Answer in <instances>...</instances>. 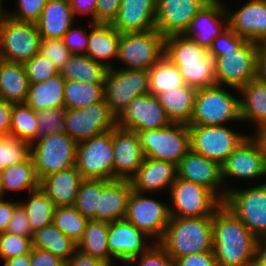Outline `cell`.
I'll return each instance as SVG.
<instances>
[{"instance_id": "obj_1", "label": "cell", "mask_w": 266, "mask_h": 266, "mask_svg": "<svg viewBox=\"0 0 266 266\" xmlns=\"http://www.w3.org/2000/svg\"><path fill=\"white\" fill-rule=\"evenodd\" d=\"M213 252L218 266H253L257 238L222 204L212 216Z\"/></svg>"}, {"instance_id": "obj_2", "label": "cell", "mask_w": 266, "mask_h": 266, "mask_svg": "<svg viewBox=\"0 0 266 266\" xmlns=\"http://www.w3.org/2000/svg\"><path fill=\"white\" fill-rule=\"evenodd\" d=\"M157 243L173 260L189 254L213 251L212 216L170 217Z\"/></svg>"}, {"instance_id": "obj_3", "label": "cell", "mask_w": 266, "mask_h": 266, "mask_svg": "<svg viewBox=\"0 0 266 266\" xmlns=\"http://www.w3.org/2000/svg\"><path fill=\"white\" fill-rule=\"evenodd\" d=\"M234 122L242 123L238 89L219 85L197 89L194 112L188 125L212 126Z\"/></svg>"}, {"instance_id": "obj_4", "label": "cell", "mask_w": 266, "mask_h": 266, "mask_svg": "<svg viewBox=\"0 0 266 266\" xmlns=\"http://www.w3.org/2000/svg\"><path fill=\"white\" fill-rule=\"evenodd\" d=\"M260 44L245 40L236 49L208 50L214 58L216 84L240 89L258 77Z\"/></svg>"}, {"instance_id": "obj_5", "label": "cell", "mask_w": 266, "mask_h": 266, "mask_svg": "<svg viewBox=\"0 0 266 266\" xmlns=\"http://www.w3.org/2000/svg\"><path fill=\"white\" fill-rule=\"evenodd\" d=\"M221 167L226 195L235 187L232 184L240 179L248 185L266 182V156L251 134L228 156Z\"/></svg>"}, {"instance_id": "obj_6", "label": "cell", "mask_w": 266, "mask_h": 266, "mask_svg": "<svg viewBox=\"0 0 266 266\" xmlns=\"http://www.w3.org/2000/svg\"><path fill=\"white\" fill-rule=\"evenodd\" d=\"M167 197L170 217L177 218L213 216L223 204L207 187L179 177L171 185Z\"/></svg>"}, {"instance_id": "obj_7", "label": "cell", "mask_w": 266, "mask_h": 266, "mask_svg": "<svg viewBox=\"0 0 266 266\" xmlns=\"http://www.w3.org/2000/svg\"><path fill=\"white\" fill-rule=\"evenodd\" d=\"M233 124L199 126L188 125L190 149L222 165L228 156L250 135L247 130L233 128Z\"/></svg>"}, {"instance_id": "obj_8", "label": "cell", "mask_w": 266, "mask_h": 266, "mask_svg": "<svg viewBox=\"0 0 266 266\" xmlns=\"http://www.w3.org/2000/svg\"><path fill=\"white\" fill-rule=\"evenodd\" d=\"M145 157L178 163L190 150L188 124L171 123L159 129L136 132Z\"/></svg>"}, {"instance_id": "obj_9", "label": "cell", "mask_w": 266, "mask_h": 266, "mask_svg": "<svg viewBox=\"0 0 266 266\" xmlns=\"http://www.w3.org/2000/svg\"><path fill=\"white\" fill-rule=\"evenodd\" d=\"M164 52L165 37L156 29L121 33L116 68L149 70Z\"/></svg>"}, {"instance_id": "obj_10", "label": "cell", "mask_w": 266, "mask_h": 266, "mask_svg": "<svg viewBox=\"0 0 266 266\" xmlns=\"http://www.w3.org/2000/svg\"><path fill=\"white\" fill-rule=\"evenodd\" d=\"M243 185L246 187L236 185L227 192L223 204L257 239L266 237V182Z\"/></svg>"}, {"instance_id": "obj_11", "label": "cell", "mask_w": 266, "mask_h": 266, "mask_svg": "<svg viewBox=\"0 0 266 266\" xmlns=\"http://www.w3.org/2000/svg\"><path fill=\"white\" fill-rule=\"evenodd\" d=\"M77 142L65 132L48 135L30 144L38 178L75 166Z\"/></svg>"}, {"instance_id": "obj_12", "label": "cell", "mask_w": 266, "mask_h": 266, "mask_svg": "<svg viewBox=\"0 0 266 266\" xmlns=\"http://www.w3.org/2000/svg\"><path fill=\"white\" fill-rule=\"evenodd\" d=\"M157 193L132 191L124 219L143 231L153 242H158L170 220L169 204L166 199H157ZM153 196V197H152ZM164 200V202H163Z\"/></svg>"}, {"instance_id": "obj_13", "label": "cell", "mask_w": 266, "mask_h": 266, "mask_svg": "<svg viewBox=\"0 0 266 266\" xmlns=\"http://www.w3.org/2000/svg\"><path fill=\"white\" fill-rule=\"evenodd\" d=\"M149 92V70L108 68L104 82V99L118 117L137 96Z\"/></svg>"}, {"instance_id": "obj_14", "label": "cell", "mask_w": 266, "mask_h": 266, "mask_svg": "<svg viewBox=\"0 0 266 266\" xmlns=\"http://www.w3.org/2000/svg\"><path fill=\"white\" fill-rule=\"evenodd\" d=\"M112 130L77 143L75 166L84 179L113 180Z\"/></svg>"}, {"instance_id": "obj_15", "label": "cell", "mask_w": 266, "mask_h": 266, "mask_svg": "<svg viewBox=\"0 0 266 266\" xmlns=\"http://www.w3.org/2000/svg\"><path fill=\"white\" fill-rule=\"evenodd\" d=\"M40 42L36 24L7 16L0 29V59L24 64L40 53Z\"/></svg>"}, {"instance_id": "obj_16", "label": "cell", "mask_w": 266, "mask_h": 266, "mask_svg": "<svg viewBox=\"0 0 266 266\" xmlns=\"http://www.w3.org/2000/svg\"><path fill=\"white\" fill-rule=\"evenodd\" d=\"M117 117L105 99L81 109H66L64 132L77 143L114 129Z\"/></svg>"}, {"instance_id": "obj_17", "label": "cell", "mask_w": 266, "mask_h": 266, "mask_svg": "<svg viewBox=\"0 0 266 266\" xmlns=\"http://www.w3.org/2000/svg\"><path fill=\"white\" fill-rule=\"evenodd\" d=\"M157 96L146 93L135 97L117 117V127L139 132L171 124Z\"/></svg>"}, {"instance_id": "obj_18", "label": "cell", "mask_w": 266, "mask_h": 266, "mask_svg": "<svg viewBox=\"0 0 266 266\" xmlns=\"http://www.w3.org/2000/svg\"><path fill=\"white\" fill-rule=\"evenodd\" d=\"M226 2L228 26L248 41L266 43V0H245L237 8Z\"/></svg>"}, {"instance_id": "obj_19", "label": "cell", "mask_w": 266, "mask_h": 266, "mask_svg": "<svg viewBox=\"0 0 266 266\" xmlns=\"http://www.w3.org/2000/svg\"><path fill=\"white\" fill-rule=\"evenodd\" d=\"M153 243L150 237L126 219L109 222V252L118 264L122 263L121 266L144 253Z\"/></svg>"}, {"instance_id": "obj_20", "label": "cell", "mask_w": 266, "mask_h": 266, "mask_svg": "<svg viewBox=\"0 0 266 266\" xmlns=\"http://www.w3.org/2000/svg\"><path fill=\"white\" fill-rule=\"evenodd\" d=\"M210 0H157L155 29L163 37L184 34L191 20Z\"/></svg>"}, {"instance_id": "obj_21", "label": "cell", "mask_w": 266, "mask_h": 266, "mask_svg": "<svg viewBox=\"0 0 266 266\" xmlns=\"http://www.w3.org/2000/svg\"><path fill=\"white\" fill-rule=\"evenodd\" d=\"M113 180H130L144 162L138 134L120 127L112 129Z\"/></svg>"}, {"instance_id": "obj_22", "label": "cell", "mask_w": 266, "mask_h": 266, "mask_svg": "<svg viewBox=\"0 0 266 266\" xmlns=\"http://www.w3.org/2000/svg\"><path fill=\"white\" fill-rule=\"evenodd\" d=\"M177 177L207 187L222 201L226 198L221 165L191 149L178 163Z\"/></svg>"}, {"instance_id": "obj_23", "label": "cell", "mask_w": 266, "mask_h": 266, "mask_svg": "<svg viewBox=\"0 0 266 266\" xmlns=\"http://www.w3.org/2000/svg\"><path fill=\"white\" fill-rule=\"evenodd\" d=\"M228 27V16L223 0H210L191 20L184 35L205 49Z\"/></svg>"}, {"instance_id": "obj_24", "label": "cell", "mask_w": 266, "mask_h": 266, "mask_svg": "<svg viewBox=\"0 0 266 266\" xmlns=\"http://www.w3.org/2000/svg\"><path fill=\"white\" fill-rule=\"evenodd\" d=\"M177 178V165L168 161L145 157L144 162L130 179L133 190L141 193L169 192ZM160 192V193H159Z\"/></svg>"}, {"instance_id": "obj_25", "label": "cell", "mask_w": 266, "mask_h": 266, "mask_svg": "<svg viewBox=\"0 0 266 266\" xmlns=\"http://www.w3.org/2000/svg\"><path fill=\"white\" fill-rule=\"evenodd\" d=\"M157 0H122L111 25L120 33L155 29Z\"/></svg>"}, {"instance_id": "obj_26", "label": "cell", "mask_w": 266, "mask_h": 266, "mask_svg": "<svg viewBox=\"0 0 266 266\" xmlns=\"http://www.w3.org/2000/svg\"><path fill=\"white\" fill-rule=\"evenodd\" d=\"M83 178L76 166L39 178L38 190L57 206H74Z\"/></svg>"}, {"instance_id": "obj_27", "label": "cell", "mask_w": 266, "mask_h": 266, "mask_svg": "<svg viewBox=\"0 0 266 266\" xmlns=\"http://www.w3.org/2000/svg\"><path fill=\"white\" fill-rule=\"evenodd\" d=\"M121 33L111 24L93 23L89 26L86 54L107 68L116 67Z\"/></svg>"}, {"instance_id": "obj_28", "label": "cell", "mask_w": 266, "mask_h": 266, "mask_svg": "<svg viewBox=\"0 0 266 266\" xmlns=\"http://www.w3.org/2000/svg\"><path fill=\"white\" fill-rule=\"evenodd\" d=\"M242 123L254 132L266 124V82L259 77L250 80L239 90Z\"/></svg>"}, {"instance_id": "obj_29", "label": "cell", "mask_w": 266, "mask_h": 266, "mask_svg": "<svg viewBox=\"0 0 266 266\" xmlns=\"http://www.w3.org/2000/svg\"><path fill=\"white\" fill-rule=\"evenodd\" d=\"M132 191L130 180H111L99 196L97 220L114 222L124 219Z\"/></svg>"}, {"instance_id": "obj_30", "label": "cell", "mask_w": 266, "mask_h": 266, "mask_svg": "<svg viewBox=\"0 0 266 266\" xmlns=\"http://www.w3.org/2000/svg\"><path fill=\"white\" fill-rule=\"evenodd\" d=\"M74 23L69 0H48L35 24L41 38L62 39Z\"/></svg>"}, {"instance_id": "obj_31", "label": "cell", "mask_w": 266, "mask_h": 266, "mask_svg": "<svg viewBox=\"0 0 266 266\" xmlns=\"http://www.w3.org/2000/svg\"><path fill=\"white\" fill-rule=\"evenodd\" d=\"M65 78L58 73L44 82L29 83L25 104L34 111L64 107Z\"/></svg>"}, {"instance_id": "obj_32", "label": "cell", "mask_w": 266, "mask_h": 266, "mask_svg": "<svg viewBox=\"0 0 266 266\" xmlns=\"http://www.w3.org/2000/svg\"><path fill=\"white\" fill-rule=\"evenodd\" d=\"M28 89L24 65L0 59V98L13 104L24 103Z\"/></svg>"}, {"instance_id": "obj_33", "label": "cell", "mask_w": 266, "mask_h": 266, "mask_svg": "<svg viewBox=\"0 0 266 266\" xmlns=\"http://www.w3.org/2000/svg\"><path fill=\"white\" fill-rule=\"evenodd\" d=\"M38 183L39 178L30 156L26 161L6 167L2 170L1 197L10 198V195L14 193L18 195L23 192H32L38 189ZM7 192H10V195H8L9 193Z\"/></svg>"}, {"instance_id": "obj_34", "label": "cell", "mask_w": 266, "mask_h": 266, "mask_svg": "<svg viewBox=\"0 0 266 266\" xmlns=\"http://www.w3.org/2000/svg\"><path fill=\"white\" fill-rule=\"evenodd\" d=\"M196 92V88L185 85L165 91L157 97L172 123L189 124L194 112Z\"/></svg>"}, {"instance_id": "obj_35", "label": "cell", "mask_w": 266, "mask_h": 266, "mask_svg": "<svg viewBox=\"0 0 266 266\" xmlns=\"http://www.w3.org/2000/svg\"><path fill=\"white\" fill-rule=\"evenodd\" d=\"M109 222L88 220L82 239L77 243V249L86 255L99 258L110 266H119L110 255L108 247Z\"/></svg>"}, {"instance_id": "obj_36", "label": "cell", "mask_w": 266, "mask_h": 266, "mask_svg": "<svg viewBox=\"0 0 266 266\" xmlns=\"http://www.w3.org/2000/svg\"><path fill=\"white\" fill-rule=\"evenodd\" d=\"M108 68L85 54H72L59 70L65 80L104 83Z\"/></svg>"}, {"instance_id": "obj_37", "label": "cell", "mask_w": 266, "mask_h": 266, "mask_svg": "<svg viewBox=\"0 0 266 266\" xmlns=\"http://www.w3.org/2000/svg\"><path fill=\"white\" fill-rule=\"evenodd\" d=\"M32 246L34 248L45 249L65 262L77 250V243L69 236L63 234L53 224L47 225L33 233Z\"/></svg>"}, {"instance_id": "obj_38", "label": "cell", "mask_w": 266, "mask_h": 266, "mask_svg": "<svg viewBox=\"0 0 266 266\" xmlns=\"http://www.w3.org/2000/svg\"><path fill=\"white\" fill-rule=\"evenodd\" d=\"M104 83L65 80L64 108L81 109L104 100Z\"/></svg>"}, {"instance_id": "obj_39", "label": "cell", "mask_w": 266, "mask_h": 266, "mask_svg": "<svg viewBox=\"0 0 266 266\" xmlns=\"http://www.w3.org/2000/svg\"><path fill=\"white\" fill-rule=\"evenodd\" d=\"M26 195H28L26 199L19 198V204L27 214L32 231L35 232L52 224L54 210L56 208L54 202L38 189L26 193Z\"/></svg>"}, {"instance_id": "obj_40", "label": "cell", "mask_w": 266, "mask_h": 266, "mask_svg": "<svg viewBox=\"0 0 266 266\" xmlns=\"http://www.w3.org/2000/svg\"><path fill=\"white\" fill-rule=\"evenodd\" d=\"M179 68L187 86L202 89L216 84L214 58L208 53L198 62H172Z\"/></svg>"}, {"instance_id": "obj_41", "label": "cell", "mask_w": 266, "mask_h": 266, "mask_svg": "<svg viewBox=\"0 0 266 266\" xmlns=\"http://www.w3.org/2000/svg\"><path fill=\"white\" fill-rule=\"evenodd\" d=\"M185 85L179 68L165 55L149 69V92L155 96Z\"/></svg>"}, {"instance_id": "obj_42", "label": "cell", "mask_w": 266, "mask_h": 266, "mask_svg": "<svg viewBox=\"0 0 266 266\" xmlns=\"http://www.w3.org/2000/svg\"><path fill=\"white\" fill-rule=\"evenodd\" d=\"M207 54V49L201 47L184 34H174L165 37L164 55L171 62H198Z\"/></svg>"}, {"instance_id": "obj_43", "label": "cell", "mask_w": 266, "mask_h": 266, "mask_svg": "<svg viewBox=\"0 0 266 266\" xmlns=\"http://www.w3.org/2000/svg\"><path fill=\"white\" fill-rule=\"evenodd\" d=\"M37 111L25 103L13 104L10 136L32 144L38 139Z\"/></svg>"}, {"instance_id": "obj_44", "label": "cell", "mask_w": 266, "mask_h": 266, "mask_svg": "<svg viewBox=\"0 0 266 266\" xmlns=\"http://www.w3.org/2000/svg\"><path fill=\"white\" fill-rule=\"evenodd\" d=\"M111 180L106 179H84L82 180L74 207L88 220H97V209H99V196L102 189Z\"/></svg>"}, {"instance_id": "obj_45", "label": "cell", "mask_w": 266, "mask_h": 266, "mask_svg": "<svg viewBox=\"0 0 266 266\" xmlns=\"http://www.w3.org/2000/svg\"><path fill=\"white\" fill-rule=\"evenodd\" d=\"M87 221L88 219L74 206H57L54 210L52 224L78 243L83 237Z\"/></svg>"}, {"instance_id": "obj_46", "label": "cell", "mask_w": 266, "mask_h": 266, "mask_svg": "<svg viewBox=\"0 0 266 266\" xmlns=\"http://www.w3.org/2000/svg\"><path fill=\"white\" fill-rule=\"evenodd\" d=\"M29 157V143L12 136H0V171L24 162Z\"/></svg>"}, {"instance_id": "obj_47", "label": "cell", "mask_w": 266, "mask_h": 266, "mask_svg": "<svg viewBox=\"0 0 266 266\" xmlns=\"http://www.w3.org/2000/svg\"><path fill=\"white\" fill-rule=\"evenodd\" d=\"M64 107L37 111L38 139L64 132Z\"/></svg>"}, {"instance_id": "obj_48", "label": "cell", "mask_w": 266, "mask_h": 266, "mask_svg": "<svg viewBox=\"0 0 266 266\" xmlns=\"http://www.w3.org/2000/svg\"><path fill=\"white\" fill-rule=\"evenodd\" d=\"M29 83H40L46 81L59 73V70L49 58L38 53L24 64Z\"/></svg>"}, {"instance_id": "obj_49", "label": "cell", "mask_w": 266, "mask_h": 266, "mask_svg": "<svg viewBox=\"0 0 266 266\" xmlns=\"http://www.w3.org/2000/svg\"><path fill=\"white\" fill-rule=\"evenodd\" d=\"M32 238L21 237L8 232L0 233L1 262L23 254H29L32 249Z\"/></svg>"}, {"instance_id": "obj_50", "label": "cell", "mask_w": 266, "mask_h": 266, "mask_svg": "<svg viewBox=\"0 0 266 266\" xmlns=\"http://www.w3.org/2000/svg\"><path fill=\"white\" fill-rule=\"evenodd\" d=\"M48 0H17L15 9H7V15L12 19L27 23H36Z\"/></svg>"}, {"instance_id": "obj_51", "label": "cell", "mask_w": 266, "mask_h": 266, "mask_svg": "<svg viewBox=\"0 0 266 266\" xmlns=\"http://www.w3.org/2000/svg\"><path fill=\"white\" fill-rule=\"evenodd\" d=\"M40 53L49 58V60L60 70L70 59L72 53L65 46L63 39L41 38Z\"/></svg>"}, {"instance_id": "obj_52", "label": "cell", "mask_w": 266, "mask_h": 266, "mask_svg": "<svg viewBox=\"0 0 266 266\" xmlns=\"http://www.w3.org/2000/svg\"><path fill=\"white\" fill-rule=\"evenodd\" d=\"M174 266L173 259L157 243H153L144 253L128 261L124 266Z\"/></svg>"}, {"instance_id": "obj_53", "label": "cell", "mask_w": 266, "mask_h": 266, "mask_svg": "<svg viewBox=\"0 0 266 266\" xmlns=\"http://www.w3.org/2000/svg\"><path fill=\"white\" fill-rule=\"evenodd\" d=\"M76 24V26H75ZM93 23L87 22L85 26L76 23L64 34L62 38L65 46L72 54H86L88 45V30ZM88 25V28H87ZM85 27V28H84Z\"/></svg>"}, {"instance_id": "obj_54", "label": "cell", "mask_w": 266, "mask_h": 266, "mask_svg": "<svg viewBox=\"0 0 266 266\" xmlns=\"http://www.w3.org/2000/svg\"><path fill=\"white\" fill-rule=\"evenodd\" d=\"M5 232L19 235L21 237H33L34 232L28 221L27 214L20 204L14 209L12 218Z\"/></svg>"}, {"instance_id": "obj_55", "label": "cell", "mask_w": 266, "mask_h": 266, "mask_svg": "<svg viewBox=\"0 0 266 266\" xmlns=\"http://www.w3.org/2000/svg\"><path fill=\"white\" fill-rule=\"evenodd\" d=\"M122 0H96V23L111 24Z\"/></svg>"}, {"instance_id": "obj_56", "label": "cell", "mask_w": 266, "mask_h": 266, "mask_svg": "<svg viewBox=\"0 0 266 266\" xmlns=\"http://www.w3.org/2000/svg\"><path fill=\"white\" fill-rule=\"evenodd\" d=\"M174 266H218L214 252L189 254L173 260Z\"/></svg>"}, {"instance_id": "obj_57", "label": "cell", "mask_w": 266, "mask_h": 266, "mask_svg": "<svg viewBox=\"0 0 266 266\" xmlns=\"http://www.w3.org/2000/svg\"><path fill=\"white\" fill-rule=\"evenodd\" d=\"M246 39L240 37L229 26L212 42L208 50H227L238 48Z\"/></svg>"}, {"instance_id": "obj_58", "label": "cell", "mask_w": 266, "mask_h": 266, "mask_svg": "<svg viewBox=\"0 0 266 266\" xmlns=\"http://www.w3.org/2000/svg\"><path fill=\"white\" fill-rule=\"evenodd\" d=\"M69 2L72 15L77 22H81L80 17L88 16L89 22L96 23V0H69Z\"/></svg>"}, {"instance_id": "obj_59", "label": "cell", "mask_w": 266, "mask_h": 266, "mask_svg": "<svg viewBox=\"0 0 266 266\" xmlns=\"http://www.w3.org/2000/svg\"><path fill=\"white\" fill-rule=\"evenodd\" d=\"M30 266H65V261L45 249L32 247Z\"/></svg>"}, {"instance_id": "obj_60", "label": "cell", "mask_w": 266, "mask_h": 266, "mask_svg": "<svg viewBox=\"0 0 266 266\" xmlns=\"http://www.w3.org/2000/svg\"><path fill=\"white\" fill-rule=\"evenodd\" d=\"M9 200L8 197H0V233L5 232L6 228L12 218L14 209L19 205V197L17 200Z\"/></svg>"}, {"instance_id": "obj_61", "label": "cell", "mask_w": 266, "mask_h": 266, "mask_svg": "<svg viewBox=\"0 0 266 266\" xmlns=\"http://www.w3.org/2000/svg\"><path fill=\"white\" fill-rule=\"evenodd\" d=\"M65 266H110V265L99 258L86 255L77 249L75 253L69 258V260L65 262Z\"/></svg>"}, {"instance_id": "obj_62", "label": "cell", "mask_w": 266, "mask_h": 266, "mask_svg": "<svg viewBox=\"0 0 266 266\" xmlns=\"http://www.w3.org/2000/svg\"><path fill=\"white\" fill-rule=\"evenodd\" d=\"M13 103L0 98V136H10Z\"/></svg>"}, {"instance_id": "obj_63", "label": "cell", "mask_w": 266, "mask_h": 266, "mask_svg": "<svg viewBox=\"0 0 266 266\" xmlns=\"http://www.w3.org/2000/svg\"><path fill=\"white\" fill-rule=\"evenodd\" d=\"M253 266H266V237L257 240Z\"/></svg>"}, {"instance_id": "obj_64", "label": "cell", "mask_w": 266, "mask_h": 266, "mask_svg": "<svg viewBox=\"0 0 266 266\" xmlns=\"http://www.w3.org/2000/svg\"><path fill=\"white\" fill-rule=\"evenodd\" d=\"M258 77L266 82V43L260 44L258 54Z\"/></svg>"}, {"instance_id": "obj_65", "label": "cell", "mask_w": 266, "mask_h": 266, "mask_svg": "<svg viewBox=\"0 0 266 266\" xmlns=\"http://www.w3.org/2000/svg\"><path fill=\"white\" fill-rule=\"evenodd\" d=\"M2 266H30V253L2 261Z\"/></svg>"}, {"instance_id": "obj_66", "label": "cell", "mask_w": 266, "mask_h": 266, "mask_svg": "<svg viewBox=\"0 0 266 266\" xmlns=\"http://www.w3.org/2000/svg\"><path fill=\"white\" fill-rule=\"evenodd\" d=\"M250 134L259 143L262 152L266 156V124L257 128L254 133L250 132Z\"/></svg>"}, {"instance_id": "obj_67", "label": "cell", "mask_w": 266, "mask_h": 266, "mask_svg": "<svg viewBox=\"0 0 266 266\" xmlns=\"http://www.w3.org/2000/svg\"><path fill=\"white\" fill-rule=\"evenodd\" d=\"M5 0H0V29L7 15V9L4 7Z\"/></svg>"}, {"instance_id": "obj_68", "label": "cell", "mask_w": 266, "mask_h": 266, "mask_svg": "<svg viewBox=\"0 0 266 266\" xmlns=\"http://www.w3.org/2000/svg\"><path fill=\"white\" fill-rule=\"evenodd\" d=\"M1 180H2V171H0V197H1Z\"/></svg>"}]
</instances>
